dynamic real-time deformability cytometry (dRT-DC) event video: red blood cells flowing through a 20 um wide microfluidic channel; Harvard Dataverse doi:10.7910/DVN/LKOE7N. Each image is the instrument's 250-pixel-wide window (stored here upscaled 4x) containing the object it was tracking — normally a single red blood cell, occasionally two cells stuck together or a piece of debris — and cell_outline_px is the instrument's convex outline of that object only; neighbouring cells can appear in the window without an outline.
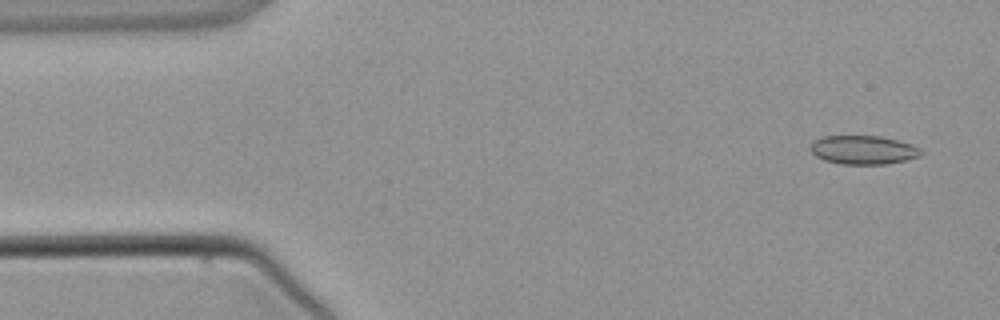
{"species": "common noctule bat (a hibernating species)", "species_latin": "Nyctalus noctula", "temperature_condition": "warm", "stored_images_in_passage": 5, "segment_of_instrument_passage": [2, 2], "camera_frame_rate_fps": 3000, "um_per_image_px": 0.085, "animal": {"sex": "male", "body_mass_g": 21.5, "forearm_length_mm": 52.0}, "frame": {"image": 1, "passage_image": 5, "time_ms": 4.667, "image_size_px": [1000, 320], "cell_outline_px": [[924, 152], [920, 156], [904, 160], [884, 164], [840, 164], [824, 160], [816, 156], [808, 148], [816, 140], [824, 136], [880, 136], [912, 144], [920, 148]], "centroid_in_image_um": [73.38, 12.74], "position_along_channel_um": 11.6, "area_um2": 18.44}}